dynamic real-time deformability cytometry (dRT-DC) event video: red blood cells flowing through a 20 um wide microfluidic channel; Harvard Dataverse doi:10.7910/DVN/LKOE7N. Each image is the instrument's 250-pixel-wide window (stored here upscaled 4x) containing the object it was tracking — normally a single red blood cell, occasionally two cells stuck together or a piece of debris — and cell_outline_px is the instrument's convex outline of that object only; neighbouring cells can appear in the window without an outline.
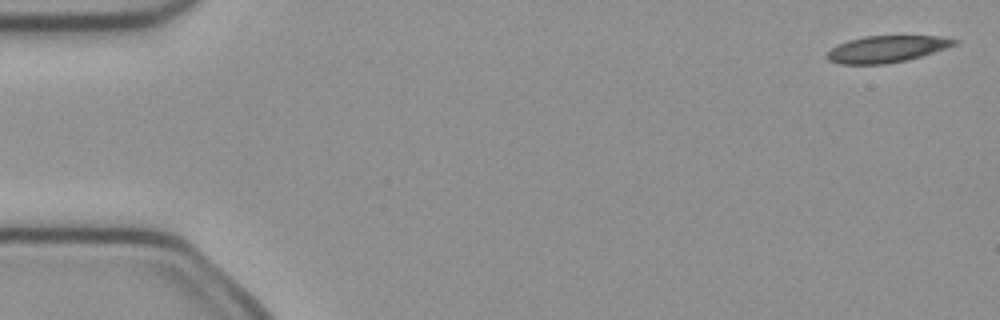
{"species": "common noctule bat (a hibernating species)", "species_latin": "Nyctalus noctula", "temperature_condition": "cold", "stored_images_in_passage": 6, "camera_frame_rate_fps": 3000, "um_per_image_px": 0.085, "animal": {"sex": "female", "body_mass_g": 21.9}, "frame": {"image": 1, "passage_image": 1, "time_ms": 0.0, "image_size_px": [1000, 320], "cell_outline_px": [[960, 40], [956, 44], [908, 60], [884, 64], [840, 64], [828, 60], [828, 52], [836, 44], [848, 40], [864, 36], [944, 36]], "centroid_in_image_um": [75.36, 4.16], "position_along_channel_um": 9.6, "area_um2": 19.71}}
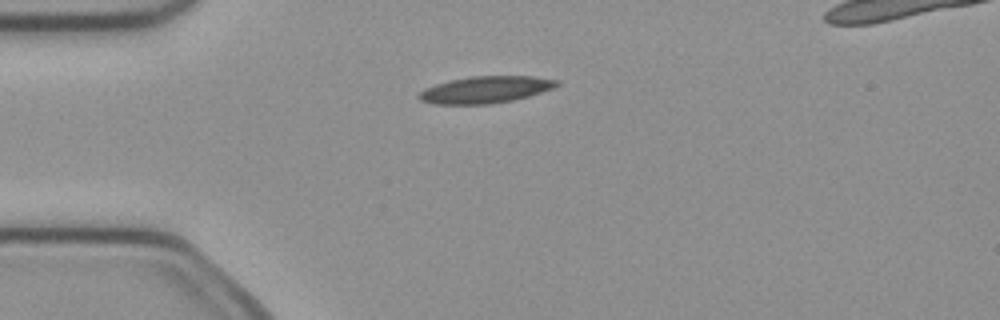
{"frame": {"image": 2, "passage_image": 4, "time_ms": 1.0, "image_size_px": [1000, 320], "cell_outline_px": [[560, 84], [552, 88], [528, 96], [512, 100], [492, 104], [432, 104], [420, 100], [416, 96], [424, 88], [448, 80], [472, 76], [532, 76], [560, 80]], "centroid_in_image_um": [41.23, 7.62], "position_along_channel_um": 43.8, "area_um2": 21.62}}